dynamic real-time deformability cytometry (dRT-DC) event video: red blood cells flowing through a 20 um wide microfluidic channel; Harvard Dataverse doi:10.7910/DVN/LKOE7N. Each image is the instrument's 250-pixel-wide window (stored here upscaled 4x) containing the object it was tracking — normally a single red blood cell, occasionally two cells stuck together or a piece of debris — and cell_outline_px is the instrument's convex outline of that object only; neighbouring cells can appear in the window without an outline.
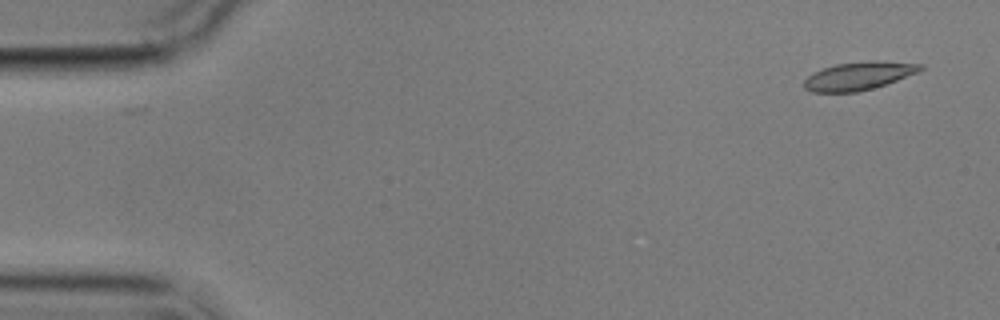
{"species": "common noctule bat (a hibernating species)", "species_latin": "Nyctalus noctula", "temperature_condition": "cold", "stored_images_in_passage": 2, "camera_frame_rate_fps": 3000, "um_per_image_px": 0.085, "animal": {"sex": "male", "body_mass_g": 17.9}, "frame": {"image": 1, "passage_image": 2, "time_ms": 1.0, "image_size_px": [1000, 320], "cell_outline_px": [[924, 68], [920, 72], [872, 88], [856, 92], [812, 92], [804, 88], [804, 80], [808, 76], [824, 68], [836, 64], [876, 60], [924, 64]], "centroid_in_image_um": [73.03, 6.44], "position_along_channel_um": 12.0, "area_um2": 18.9}}